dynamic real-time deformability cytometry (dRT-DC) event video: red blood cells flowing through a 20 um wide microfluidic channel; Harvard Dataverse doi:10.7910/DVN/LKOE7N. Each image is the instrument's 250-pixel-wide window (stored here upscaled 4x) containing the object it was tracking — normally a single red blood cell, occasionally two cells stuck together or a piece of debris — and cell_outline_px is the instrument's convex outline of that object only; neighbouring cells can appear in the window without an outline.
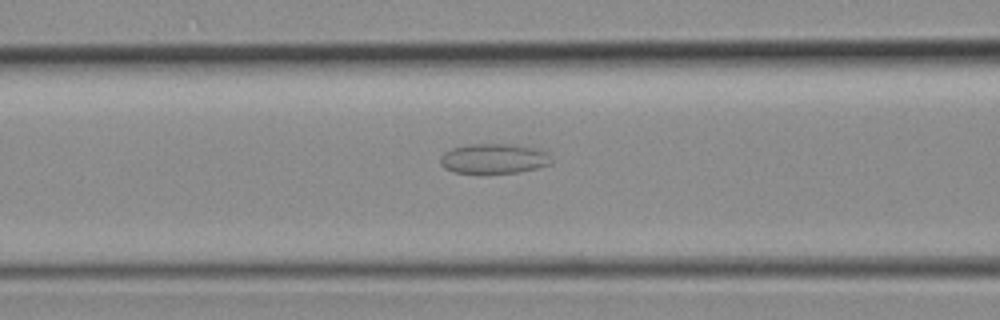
{"species": "common noctule bat (a hibernating species)", "species_latin": "Nyctalus noctula", "temperature_condition": "room temperature", "stored_images_in_passage": 32, "camera_frame_rate_fps": 3000, "um_per_image_px": 0.085, "animal": {"sex": "female", "body_mass_g": 19.3, "forearm_length_mm": 54.1}, "frame": {"image": 1, "passage_image": 10, "time_ms": 3.0, "image_size_px": [1000, 320], "cell_outline_px": [[552, 164], [520, 172], [452, 172], [444, 168], [440, 164], [440, 156], [444, 152], [452, 148], [476, 144], [508, 144], [536, 148], [548, 152]], "centroid_in_image_um": [41.98, 13.48], "position_along_channel_um": 124.6, "area_um2": 19.13}}
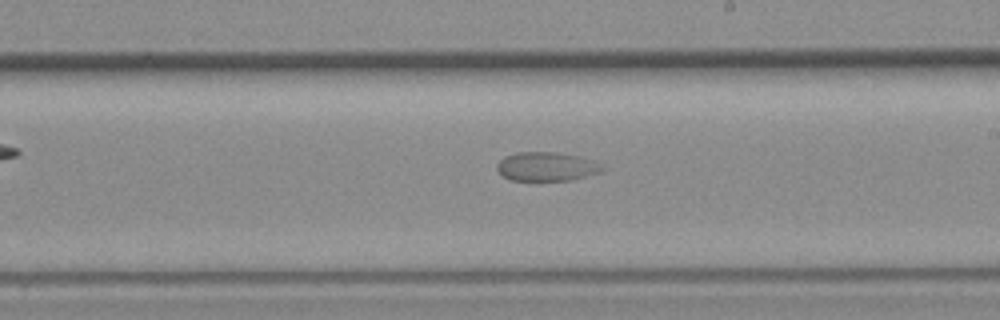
{"frame": {"image": 2, "passage_image": 17, "time_ms": 5.333, "image_size_px": [1000, 320], "cell_outline_px": [[608, 168], [600, 172], [572, 180], [508, 180], [496, 168], [496, 164], [504, 156], [516, 152], [552, 152], [580, 156]], "centroid_in_image_um": [46.44, 14.15], "position_along_channel_um": 242.6, "area_um2": 17.69}}
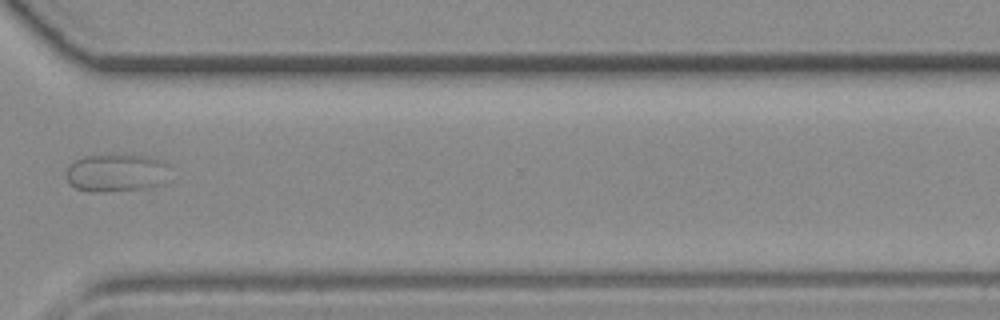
{"frame": {"image": 3, "passage_image": 24, "time_ms": 7.667, "image_size_px": [1000, 320], "cell_outline_px": [[164, 164], [156, 184], [152, 188], [104, 192], [88, 192], [76, 188], [68, 180], [68, 168], [76, 160], [84, 156], [148, 156], [160, 160]], "centroid_in_image_um": [9.74, 14.72], "position_along_channel_um": 360.9, "area_um2": 21.5}}